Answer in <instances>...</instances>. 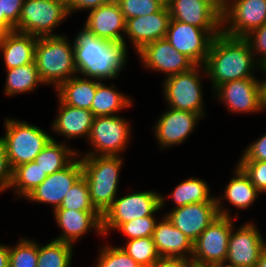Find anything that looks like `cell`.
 I'll use <instances>...</instances> for the list:
<instances>
[{"mask_svg":"<svg viewBox=\"0 0 266 267\" xmlns=\"http://www.w3.org/2000/svg\"><path fill=\"white\" fill-rule=\"evenodd\" d=\"M74 62L79 76L116 80L128 63V45L98 38L82 26L73 36Z\"/></svg>","mask_w":266,"mask_h":267,"instance_id":"obj_1","label":"cell"},{"mask_svg":"<svg viewBox=\"0 0 266 267\" xmlns=\"http://www.w3.org/2000/svg\"><path fill=\"white\" fill-rule=\"evenodd\" d=\"M204 68L212 92L229 81L258 78L257 71L264 74L248 42L243 37H231L223 32L213 38Z\"/></svg>","mask_w":266,"mask_h":267,"instance_id":"obj_2","label":"cell"},{"mask_svg":"<svg viewBox=\"0 0 266 267\" xmlns=\"http://www.w3.org/2000/svg\"><path fill=\"white\" fill-rule=\"evenodd\" d=\"M67 34L38 37L35 63L42 82L54 90L63 82L78 75L74 62L73 41Z\"/></svg>","mask_w":266,"mask_h":267,"instance_id":"obj_3","label":"cell"},{"mask_svg":"<svg viewBox=\"0 0 266 267\" xmlns=\"http://www.w3.org/2000/svg\"><path fill=\"white\" fill-rule=\"evenodd\" d=\"M93 206L103 215L118 196L124 156H80Z\"/></svg>","mask_w":266,"mask_h":267,"instance_id":"obj_4","label":"cell"},{"mask_svg":"<svg viewBox=\"0 0 266 267\" xmlns=\"http://www.w3.org/2000/svg\"><path fill=\"white\" fill-rule=\"evenodd\" d=\"M204 76L207 78L204 65H195L186 72L162 78L166 107L198 113L204 118L208 113L203 98Z\"/></svg>","mask_w":266,"mask_h":267,"instance_id":"obj_5","label":"cell"},{"mask_svg":"<svg viewBox=\"0 0 266 267\" xmlns=\"http://www.w3.org/2000/svg\"><path fill=\"white\" fill-rule=\"evenodd\" d=\"M7 157L12 170L17 166L35 160V157L52 139V135L37 125L18 118H6L3 121Z\"/></svg>","mask_w":266,"mask_h":267,"instance_id":"obj_6","label":"cell"},{"mask_svg":"<svg viewBox=\"0 0 266 267\" xmlns=\"http://www.w3.org/2000/svg\"><path fill=\"white\" fill-rule=\"evenodd\" d=\"M131 121L119 115L96 116L93 119L88 136L91 146L88 152H79V156H123L132 141ZM123 153V154H122Z\"/></svg>","mask_w":266,"mask_h":267,"instance_id":"obj_7","label":"cell"},{"mask_svg":"<svg viewBox=\"0 0 266 267\" xmlns=\"http://www.w3.org/2000/svg\"><path fill=\"white\" fill-rule=\"evenodd\" d=\"M69 16L68 7L60 0H24L15 31L37 38L63 35L53 31Z\"/></svg>","mask_w":266,"mask_h":267,"instance_id":"obj_8","label":"cell"},{"mask_svg":"<svg viewBox=\"0 0 266 267\" xmlns=\"http://www.w3.org/2000/svg\"><path fill=\"white\" fill-rule=\"evenodd\" d=\"M161 192L144 190L117 196L113 204L102 215L104 238H109L121 224L140 217L153 215L161 207Z\"/></svg>","mask_w":266,"mask_h":267,"instance_id":"obj_9","label":"cell"},{"mask_svg":"<svg viewBox=\"0 0 266 267\" xmlns=\"http://www.w3.org/2000/svg\"><path fill=\"white\" fill-rule=\"evenodd\" d=\"M239 212L233 217L219 215L193 243L191 260L202 264L225 262L228 255L229 236Z\"/></svg>","mask_w":266,"mask_h":267,"instance_id":"obj_10","label":"cell"},{"mask_svg":"<svg viewBox=\"0 0 266 267\" xmlns=\"http://www.w3.org/2000/svg\"><path fill=\"white\" fill-rule=\"evenodd\" d=\"M222 30H204L171 19L165 39L195 65H204L214 37Z\"/></svg>","mask_w":266,"mask_h":267,"instance_id":"obj_11","label":"cell"},{"mask_svg":"<svg viewBox=\"0 0 266 267\" xmlns=\"http://www.w3.org/2000/svg\"><path fill=\"white\" fill-rule=\"evenodd\" d=\"M262 78H245L223 83L211 94L221 101L229 114H260L262 112Z\"/></svg>","mask_w":266,"mask_h":267,"instance_id":"obj_12","label":"cell"},{"mask_svg":"<svg viewBox=\"0 0 266 267\" xmlns=\"http://www.w3.org/2000/svg\"><path fill=\"white\" fill-rule=\"evenodd\" d=\"M202 119L198 113L167 107L152 127L159 150L184 144Z\"/></svg>","mask_w":266,"mask_h":267,"instance_id":"obj_13","label":"cell"},{"mask_svg":"<svg viewBox=\"0 0 266 267\" xmlns=\"http://www.w3.org/2000/svg\"><path fill=\"white\" fill-rule=\"evenodd\" d=\"M266 22V0H227L222 16V32L244 37Z\"/></svg>","mask_w":266,"mask_h":267,"instance_id":"obj_14","label":"cell"},{"mask_svg":"<svg viewBox=\"0 0 266 267\" xmlns=\"http://www.w3.org/2000/svg\"><path fill=\"white\" fill-rule=\"evenodd\" d=\"M234 224L228 243L226 263L238 267H255L266 240L253 221Z\"/></svg>","mask_w":266,"mask_h":267,"instance_id":"obj_15","label":"cell"},{"mask_svg":"<svg viewBox=\"0 0 266 267\" xmlns=\"http://www.w3.org/2000/svg\"><path fill=\"white\" fill-rule=\"evenodd\" d=\"M82 175V163L78 155L67 167L48 175L25 200L50 205L53 212L60 207L69 189Z\"/></svg>","mask_w":266,"mask_h":267,"instance_id":"obj_16","label":"cell"},{"mask_svg":"<svg viewBox=\"0 0 266 267\" xmlns=\"http://www.w3.org/2000/svg\"><path fill=\"white\" fill-rule=\"evenodd\" d=\"M136 55L142 67H146L144 69L165 74L164 78L186 72L195 66L189 58L175 50L165 38L146 44Z\"/></svg>","mask_w":266,"mask_h":267,"instance_id":"obj_17","label":"cell"},{"mask_svg":"<svg viewBox=\"0 0 266 267\" xmlns=\"http://www.w3.org/2000/svg\"><path fill=\"white\" fill-rule=\"evenodd\" d=\"M55 223L61 233L53 238L57 241L75 245L85 234L95 232L104 238L102 231V214L99 211H79L70 209H55Z\"/></svg>","mask_w":266,"mask_h":267,"instance_id":"obj_18","label":"cell"},{"mask_svg":"<svg viewBox=\"0 0 266 267\" xmlns=\"http://www.w3.org/2000/svg\"><path fill=\"white\" fill-rule=\"evenodd\" d=\"M171 20L168 7H162L158 12L147 16L133 17L126 20L124 43L128 42L135 54L146 44L164 39ZM128 42H126L127 40Z\"/></svg>","mask_w":266,"mask_h":267,"instance_id":"obj_19","label":"cell"},{"mask_svg":"<svg viewBox=\"0 0 266 267\" xmlns=\"http://www.w3.org/2000/svg\"><path fill=\"white\" fill-rule=\"evenodd\" d=\"M172 224L193 243L200 234L219 216L216 202H201L164 211Z\"/></svg>","mask_w":266,"mask_h":267,"instance_id":"obj_20","label":"cell"},{"mask_svg":"<svg viewBox=\"0 0 266 267\" xmlns=\"http://www.w3.org/2000/svg\"><path fill=\"white\" fill-rule=\"evenodd\" d=\"M232 172L234 175L232 174L233 177L226 184L223 190L224 194L215 196L218 213L221 216H233L230 209L225 207L228 206L226 204H229L232 209L234 207L237 210L244 211L250 208L256 201H259L257 199H259V195H262L237 164Z\"/></svg>","mask_w":266,"mask_h":267,"instance_id":"obj_21","label":"cell"},{"mask_svg":"<svg viewBox=\"0 0 266 267\" xmlns=\"http://www.w3.org/2000/svg\"><path fill=\"white\" fill-rule=\"evenodd\" d=\"M126 20L116 0L88 11L83 27L96 37L124 42Z\"/></svg>","mask_w":266,"mask_h":267,"instance_id":"obj_22","label":"cell"},{"mask_svg":"<svg viewBox=\"0 0 266 267\" xmlns=\"http://www.w3.org/2000/svg\"><path fill=\"white\" fill-rule=\"evenodd\" d=\"M57 103V115L54 116L49 131L52 130L58 136L62 135L65 139L63 142L67 144L69 139L85 138L88 140L94 119L92 111L69 106L58 98Z\"/></svg>","mask_w":266,"mask_h":267,"instance_id":"obj_23","label":"cell"},{"mask_svg":"<svg viewBox=\"0 0 266 267\" xmlns=\"http://www.w3.org/2000/svg\"><path fill=\"white\" fill-rule=\"evenodd\" d=\"M159 216L152 235L158 255L163 258L191 260L193 242L177 229L166 215L161 214Z\"/></svg>","mask_w":266,"mask_h":267,"instance_id":"obj_24","label":"cell"},{"mask_svg":"<svg viewBox=\"0 0 266 267\" xmlns=\"http://www.w3.org/2000/svg\"><path fill=\"white\" fill-rule=\"evenodd\" d=\"M171 19L204 30H222V16L203 0H172Z\"/></svg>","mask_w":266,"mask_h":267,"instance_id":"obj_25","label":"cell"},{"mask_svg":"<svg viewBox=\"0 0 266 267\" xmlns=\"http://www.w3.org/2000/svg\"><path fill=\"white\" fill-rule=\"evenodd\" d=\"M37 37L17 31L5 32L0 42V56L4 69L33 63Z\"/></svg>","mask_w":266,"mask_h":267,"instance_id":"obj_26","label":"cell"},{"mask_svg":"<svg viewBox=\"0 0 266 267\" xmlns=\"http://www.w3.org/2000/svg\"><path fill=\"white\" fill-rule=\"evenodd\" d=\"M100 82L76 75L61 83L54 92L62 103L91 111L97 85Z\"/></svg>","mask_w":266,"mask_h":267,"instance_id":"obj_27","label":"cell"},{"mask_svg":"<svg viewBox=\"0 0 266 267\" xmlns=\"http://www.w3.org/2000/svg\"><path fill=\"white\" fill-rule=\"evenodd\" d=\"M211 187L206 182L205 179L198 177H188L186 180L178 183L174 187L171 193L163 195L161 193V209L165 210V205L167 204V198H171L173 201L172 209L185 206L188 204L201 203V202H216L215 195L213 196L210 192Z\"/></svg>","mask_w":266,"mask_h":267,"instance_id":"obj_28","label":"cell"},{"mask_svg":"<svg viewBox=\"0 0 266 267\" xmlns=\"http://www.w3.org/2000/svg\"><path fill=\"white\" fill-rule=\"evenodd\" d=\"M131 98V96L117 89V85L114 82H112V85L107 86L105 81L104 83L101 81L97 85L91 111L94 117L119 115L123 109L132 108L134 100Z\"/></svg>","mask_w":266,"mask_h":267,"instance_id":"obj_29","label":"cell"},{"mask_svg":"<svg viewBox=\"0 0 266 267\" xmlns=\"http://www.w3.org/2000/svg\"><path fill=\"white\" fill-rule=\"evenodd\" d=\"M71 144L57 141L55 137L47 143L41 152L35 157V162L43 172L51 175L67 167L77 156L78 150L69 147Z\"/></svg>","mask_w":266,"mask_h":267,"instance_id":"obj_30","label":"cell"},{"mask_svg":"<svg viewBox=\"0 0 266 267\" xmlns=\"http://www.w3.org/2000/svg\"><path fill=\"white\" fill-rule=\"evenodd\" d=\"M5 71L7 73L3 90L5 96L31 94L38 89V86L45 85L39 76L35 61Z\"/></svg>","mask_w":266,"mask_h":267,"instance_id":"obj_31","label":"cell"},{"mask_svg":"<svg viewBox=\"0 0 266 267\" xmlns=\"http://www.w3.org/2000/svg\"><path fill=\"white\" fill-rule=\"evenodd\" d=\"M47 176L35 161L17 166L10 187L15 199H25Z\"/></svg>","mask_w":266,"mask_h":267,"instance_id":"obj_32","label":"cell"},{"mask_svg":"<svg viewBox=\"0 0 266 267\" xmlns=\"http://www.w3.org/2000/svg\"><path fill=\"white\" fill-rule=\"evenodd\" d=\"M75 245L52 239L38 242L37 267H71Z\"/></svg>","mask_w":266,"mask_h":267,"instance_id":"obj_33","label":"cell"},{"mask_svg":"<svg viewBox=\"0 0 266 267\" xmlns=\"http://www.w3.org/2000/svg\"><path fill=\"white\" fill-rule=\"evenodd\" d=\"M38 242L25 236L9 244V267H37Z\"/></svg>","mask_w":266,"mask_h":267,"instance_id":"obj_34","label":"cell"},{"mask_svg":"<svg viewBox=\"0 0 266 267\" xmlns=\"http://www.w3.org/2000/svg\"><path fill=\"white\" fill-rule=\"evenodd\" d=\"M120 247L142 267H151L160 258L152 236L125 241Z\"/></svg>","mask_w":266,"mask_h":267,"instance_id":"obj_35","label":"cell"},{"mask_svg":"<svg viewBox=\"0 0 266 267\" xmlns=\"http://www.w3.org/2000/svg\"><path fill=\"white\" fill-rule=\"evenodd\" d=\"M57 209L98 211L91 202L89 186L83 175L69 189Z\"/></svg>","mask_w":266,"mask_h":267,"instance_id":"obj_36","label":"cell"},{"mask_svg":"<svg viewBox=\"0 0 266 267\" xmlns=\"http://www.w3.org/2000/svg\"><path fill=\"white\" fill-rule=\"evenodd\" d=\"M98 250L93 267H142L120 245L112 246L106 241Z\"/></svg>","mask_w":266,"mask_h":267,"instance_id":"obj_37","label":"cell"},{"mask_svg":"<svg viewBox=\"0 0 266 267\" xmlns=\"http://www.w3.org/2000/svg\"><path fill=\"white\" fill-rule=\"evenodd\" d=\"M160 211H163L161 207L153 215L140 217L121 224L115 231L119 232L120 235H124L123 237L127 239L126 241L152 236L155 225L160 218L156 214Z\"/></svg>","mask_w":266,"mask_h":267,"instance_id":"obj_38","label":"cell"},{"mask_svg":"<svg viewBox=\"0 0 266 267\" xmlns=\"http://www.w3.org/2000/svg\"><path fill=\"white\" fill-rule=\"evenodd\" d=\"M124 19L147 16L158 12L162 6L156 0H116Z\"/></svg>","mask_w":266,"mask_h":267,"instance_id":"obj_39","label":"cell"},{"mask_svg":"<svg viewBox=\"0 0 266 267\" xmlns=\"http://www.w3.org/2000/svg\"><path fill=\"white\" fill-rule=\"evenodd\" d=\"M249 44L257 63L266 67V22L243 37Z\"/></svg>","mask_w":266,"mask_h":267,"instance_id":"obj_40","label":"cell"},{"mask_svg":"<svg viewBox=\"0 0 266 267\" xmlns=\"http://www.w3.org/2000/svg\"><path fill=\"white\" fill-rule=\"evenodd\" d=\"M261 194L266 195V161H237L236 163Z\"/></svg>","mask_w":266,"mask_h":267,"instance_id":"obj_41","label":"cell"},{"mask_svg":"<svg viewBox=\"0 0 266 267\" xmlns=\"http://www.w3.org/2000/svg\"><path fill=\"white\" fill-rule=\"evenodd\" d=\"M241 153L238 161H266V133L250 142Z\"/></svg>","mask_w":266,"mask_h":267,"instance_id":"obj_42","label":"cell"},{"mask_svg":"<svg viewBox=\"0 0 266 267\" xmlns=\"http://www.w3.org/2000/svg\"><path fill=\"white\" fill-rule=\"evenodd\" d=\"M13 181V170L10 166L6 146L0 137V194L10 190Z\"/></svg>","mask_w":266,"mask_h":267,"instance_id":"obj_43","label":"cell"},{"mask_svg":"<svg viewBox=\"0 0 266 267\" xmlns=\"http://www.w3.org/2000/svg\"><path fill=\"white\" fill-rule=\"evenodd\" d=\"M24 0H2V13L15 27L19 22Z\"/></svg>","mask_w":266,"mask_h":267,"instance_id":"obj_44","label":"cell"},{"mask_svg":"<svg viewBox=\"0 0 266 267\" xmlns=\"http://www.w3.org/2000/svg\"><path fill=\"white\" fill-rule=\"evenodd\" d=\"M113 0H75L69 7V14L72 17L73 14L90 11L92 9L98 8L99 6L111 2Z\"/></svg>","mask_w":266,"mask_h":267,"instance_id":"obj_45","label":"cell"},{"mask_svg":"<svg viewBox=\"0 0 266 267\" xmlns=\"http://www.w3.org/2000/svg\"><path fill=\"white\" fill-rule=\"evenodd\" d=\"M189 259L160 257L151 267H187Z\"/></svg>","mask_w":266,"mask_h":267,"instance_id":"obj_46","label":"cell"},{"mask_svg":"<svg viewBox=\"0 0 266 267\" xmlns=\"http://www.w3.org/2000/svg\"><path fill=\"white\" fill-rule=\"evenodd\" d=\"M0 267H9V245L0 244Z\"/></svg>","mask_w":266,"mask_h":267,"instance_id":"obj_47","label":"cell"},{"mask_svg":"<svg viewBox=\"0 0 266 267\" xmlns=\"http://www.w3.org/2000/svg\"><path fill=\"white\" fill-rule=\"evenodd\" d=\"M209 3L221 16H223L227 0H203Z\"/></svg>","mask_w":266,"mask_h":267,"instance_id":"obj_48","label":"cell"},{"mask_svg":"<svg viewBox=\"0 0 266 267\" xmlns=\"http://www.w3.org/2000/svg\"><path fill=\"white\" fill-rule=\"evenodd\" d=\"M0 27L5 32L15 31V27L5 18L4 14L2 13V0H0Z\"/></svg>","mask_w":266,"mask_h":267,"instance_id":"obj_49","label":"cell"},{"mask_svg":"<svg viewBox=\"0 0 266 267\" xmlns=\"http://www.w3.org/2000/svg\"><path fill=\"white\" fill-rule=\"evenodd\" d=\"M261 85V102H262V112H266V75L263 74ZM265 78V79H264Z\"/></svg>","mask_w":266,"mask_h":267,"instance_id":"obj_50","label":"cell"},{"mask_svg":"<svg viewBox=\"0 0 266 267\" xmlns=\"http://www.w3.org/2000/svg\"><path fill=\"white\" fill-rule=\"evenodd\" d=\"M255 267H266V247L262 250Z\"/></svg>","mask_w":266,"mask_h":267,"instance_id":"obj_51","label":"cell"},{"mask_svg":"<svg viewBox=\"0 0 266 267\" xmlns=\"http://www.w3.org/2000/svg\"><path fill=\"white\" fill-rule=\"evenodd\" d=\"M187 267H212V264H202V263L195 262L193 260H189Z\"/></svg>","mask_w":266,"mask_h":267,"instance_id":"obj_52","label":"cell"},{"mask_svg":"<svg viewBox=\"0 0 266 267\" xmlns=\"http://www.w3.org/2000/svg\"><path fill=\"white\" fill-rule=\"evenodd\" d=\"M212 267H238V266L230 265V264H227L226 262H221V263L212 264Z\"/></svg>","mask_w":266,"mask_h":267,"instance_id":"obj_53","label":"cell"},{"mask_svg":"<svg viewBox=\"0 0 266 267\" xmlns=\"http://www.w3.org/2000/svg\"><path fill=\"white\" fill-rule=\"evenodd\" d=\"M162 7H169L172 0H156Z\"/></svg>","mask_w":266,"mask_h":267,"instance_id":"obj_54","label":"cell"},{"mask_svg":"<svg viewBox=\"0 0 266 267\" xmlns=\"http://www.w3.org/2000/svg\"><path fill=\"white\" fill-rule=\"evenodd\" d=\"M62 3H64L67 7H69L75 0H60Z\"/></svg>","mask_w":266,"mask_h":267,"instance_id":"obj_55","label":"cell"},{"mask_svg":"<svg viewBox=\"0 0 266 267\" xmlns=\"http://www.w3.org/2000/svg\"><path fill=\"white\" fill-rule=\"evenodd\" d=\"M5 31L0 27V42L2 41Z\"/></svg>","mask_w":266,"mask_h":267,"instance_id":"obj_56","label":"cell"}]
</instances>
